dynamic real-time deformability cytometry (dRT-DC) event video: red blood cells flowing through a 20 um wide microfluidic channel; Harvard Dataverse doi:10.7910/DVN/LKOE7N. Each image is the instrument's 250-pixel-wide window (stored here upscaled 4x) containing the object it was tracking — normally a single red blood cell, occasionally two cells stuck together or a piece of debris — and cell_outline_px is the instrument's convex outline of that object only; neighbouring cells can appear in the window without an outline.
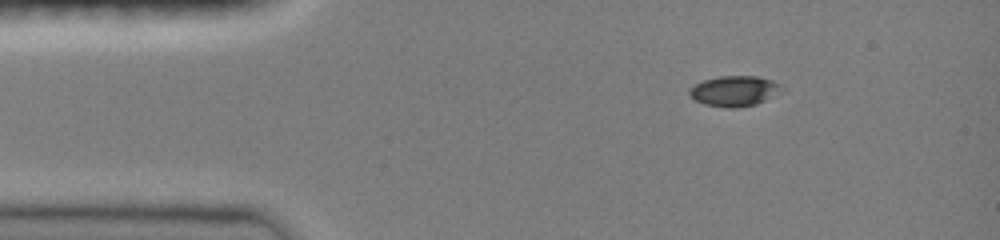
{"species": "common noctule bat (a hibernating species)", "species_latin": "Nyctalus noctula", "temperature_condition": "room temperature", "stored_images_in_passage": 41, "camera_frame_rate_fps": 3000, "um_per_image_px": 0.085, "animal": {"sex": "female", "body_mass_g": 19.0, "forearm_length_mm": 51.5}, "frame": {"image": 1, "passage_image": 1, "time_ms": 0.0, "image_size_px": [1000, 240], "cell_outline_px": [[784, 88], [764, 100], [756, 104], [736, 108], [728, 108], [704, 104], [696, 100], [688, 92], [696, 84], [704, 80], [720, 76], [756, 76], [772, 80], [780, 84]], "centroid_in_image_um": [62.43, 7.73], "position_along_channel_um": 22.6, "area_um2": 16.01}}
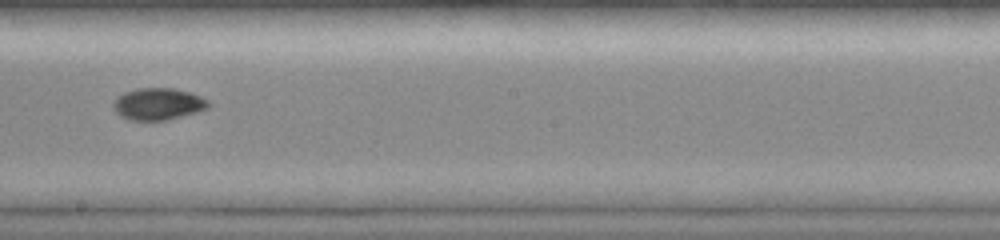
{"frame": {"image": 2, "passage_image": 21, "time_ms": 6.667, "image_size_px": [1000, 240], "cell_outline_px": [[212, 104], [208, 108], [196, 112], [168, 120], [128, 120], [120, 116], [112, 108], [112, 104], [116, 96], [124, 92], [136, 88], [172, 88], [188, 92], [200, 96], [208, 100]], "centroid_in_image_um": [13.41, 8.84], "position_along_channel_um": 234.8, "area_um2": 17.86}}
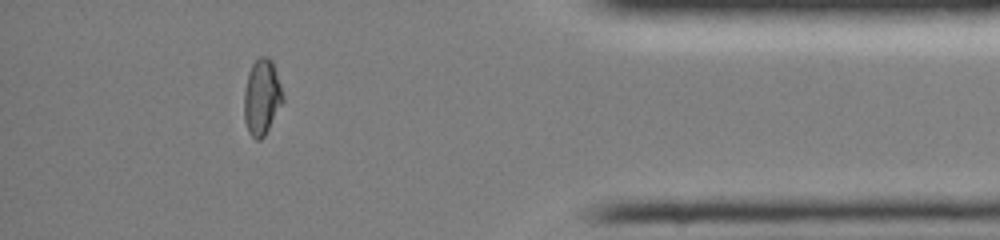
{"frame": {"image": 3, "passage_image": 36, "time_ms": 11.667, "image_size_px": [1000, 240], "cell_outline_px": [[284, 100], [264, 136], [260, 140], [256, 140], [248, 132], [244, 120], [244, 92], [248, 72], [252, 64], [260, 56], [268, 56], [272, 60], [284, 96]], "centroid_in_image_um": [22.24, 8.25], "position_along_channel_um": 413.0, "area_um2": 17.11}, "authors_computed_cell_mechanics": {"area_um2": 16.9932, "velocity_mm_per_s": 4.0826, "shape_relaxation_time_tau1_ms": 5.6058, "shape_relaxation_time_tau2_ms": 3.3832, "deformation_change_tau1": 0.1609, "deformation_change_tau2": 0.0458}}